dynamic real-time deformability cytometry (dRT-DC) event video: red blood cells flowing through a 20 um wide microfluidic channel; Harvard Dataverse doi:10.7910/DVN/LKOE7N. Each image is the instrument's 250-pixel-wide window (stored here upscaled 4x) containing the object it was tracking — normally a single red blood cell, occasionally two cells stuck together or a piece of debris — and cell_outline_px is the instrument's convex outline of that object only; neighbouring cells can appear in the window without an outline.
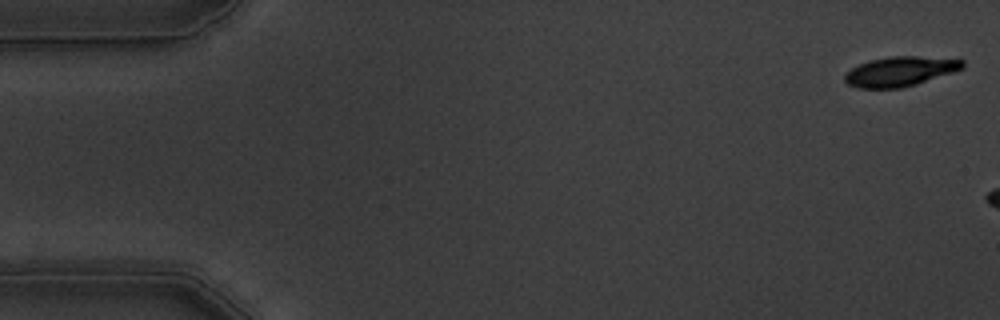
{"species": "common noctule bat (a hibernating species)", "species_latin": "Nyctalus noctula", "temperature_condition": "warm", "stored_images_in_passage": 7, "camera_frame_rate_fps": 3000, "um_per_image_px": 0.085, "animal": {"sex": "male", "body_mass_g": 19.5, "forearm_length_mm": 54.6}, "frame": {"image": 1, "passage_image": 1, "time_ms": 0.0, "image_size_px": [1000, 320], "cell_outline_px": [[964, 68], [916, 84], [900, 88], [856, 88], [848, 84], [844, 80], [844, 72], [868, 60], [888, 56], [916, 56], [964, 60]], "centroid_in_image_um": [76.46, 6.07], "position_along_channel_um": 8.5, "area_um2": 20.35}}